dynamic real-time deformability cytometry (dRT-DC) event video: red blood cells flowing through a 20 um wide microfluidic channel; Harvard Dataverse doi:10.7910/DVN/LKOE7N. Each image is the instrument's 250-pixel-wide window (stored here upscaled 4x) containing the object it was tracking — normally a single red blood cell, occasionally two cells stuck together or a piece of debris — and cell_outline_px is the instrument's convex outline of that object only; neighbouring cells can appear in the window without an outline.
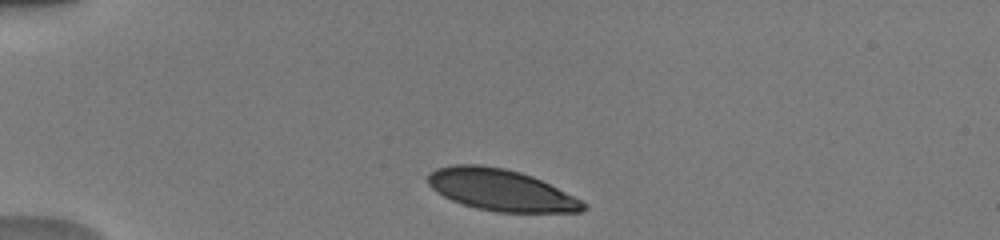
{"species": "human", "species_latin": "Homo sapiens", "temperature_condition": "warm", "stored_images_in_passage": 20, "camera_frame_rate_fps": 3000, "um_per_image_px": 0.085, "donor": {"sex": "male"}, "frame": {"image": 1, "passage_image": 2, "time_ms": 0.667, "image_size_px": [1000, 240], "cell_outline_px": [[588, 208], [580, 212], [496, 212], [476, 208], [452, 200], [436, 192], [428, 184], [428, 172], [436, 168], [452, 164], [480, 164], [504, 168], [520, 172], [532, 176], [588, 204]], "centroid_in_image_um": [42.53, 16.14], "position_along_channel_um": 42.5, "area_um2": 37.45}}
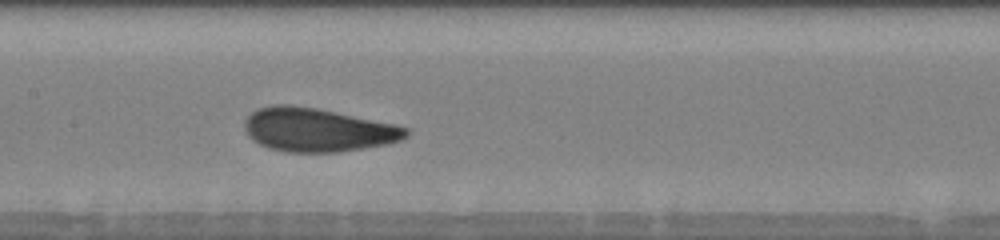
{"frame": {"image": 2, "passage_image": 9, "time_ms": 5.333, "image_size_px": [1000, 240], "cell_outline_px": [[408, 136], [404, 140], [364, 148], [340, 152], [288, 152], [268, 148], [252, 140], [244, 132], [244, 120], [252, 112], [260, 108], [272, 104], [288, 104], [316, 108], [392, 124], [408, 128]], "centroid_in_image_um": [26.95, 11.04], "position_along_channel_um": 180.5, "area_um2": 40.92}}
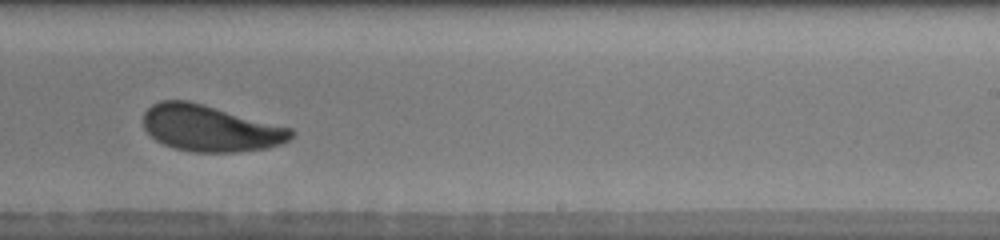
{"frame": {"image": 3, "passage_image": 12, "time_ms": 7.667, "image_size_px": [1000, 240], "cell_outline_px": [[296, 132], [284, 144], [268, 148], [236, 152], [192, 152], [176, 148], [164, 144], [156, 140], [144, 128], [144, 112], [152, 104], [160, 100], [188, 100], [204, 104], [292, 128]], "centroid_in_image_um": [17.9, 10.9], "position_along_channel_um": 271.1, "area_um2": 40.0}, "authors_computed_cell_mechanics": {"area_um2": 39.7375, "velocity_mm_per_s": 3.9107, "shape_relaxation_time_tau1_ms": 2.7332, "shape_relaxation_time_tau2_ms": 0.9173, "deformation_change_tau1": 0.1073, "deformation_change_tau2": 0.0472}}